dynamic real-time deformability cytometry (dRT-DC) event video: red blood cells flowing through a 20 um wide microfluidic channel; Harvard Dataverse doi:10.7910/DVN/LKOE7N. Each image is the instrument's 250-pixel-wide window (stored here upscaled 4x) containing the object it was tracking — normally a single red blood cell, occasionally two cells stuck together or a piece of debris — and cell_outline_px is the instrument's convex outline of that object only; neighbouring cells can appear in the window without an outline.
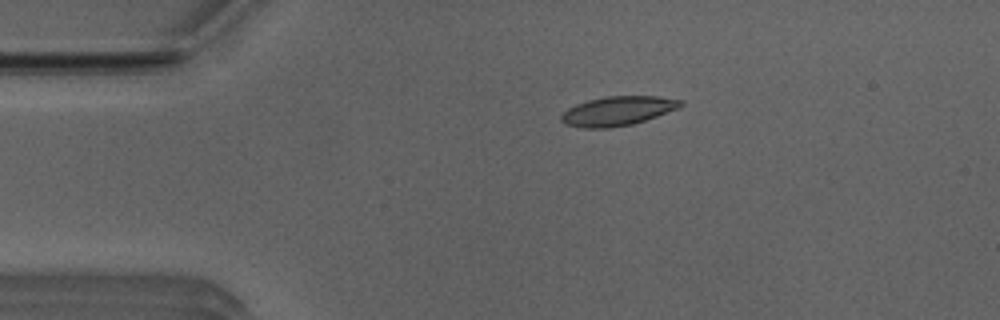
{"species": "Egyptian fruit bat (a non-hibernating species)", "species_latin": "Rousettus aegyptiacus", "temperature_condition": "room temperature", "stored_images_in_passage": 51, "camera_frame_rate_fps": 3000, "um_per_image_px": 0.085, "animal": {"sex": "male"}, "frame": {"image": 1, "passage_image": 10, "time_ms": 3.0, "image_size_px": [1000, 320], "cell_outline_px": [[684, 104], [680, 108], [632, 124], [608, 128], [580, 128], [564, 124], [560, 120], [560, 116], [568, 108], [576, 104], [588, 100], [604, 96], [656, 96], [684, 100]], "centroid_in_image_um": [52.49, 9.43], "position_along_channel_um": 32.5, "area_um2": 20.46}}
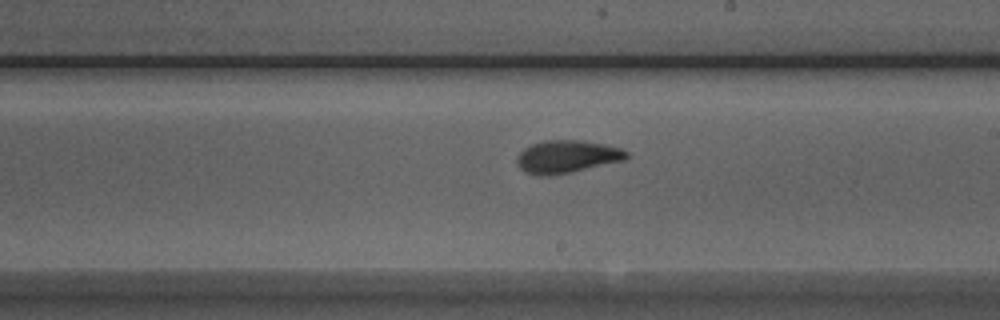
{"frame": {"image": 2, "passage_image": 29, "time_ms": 9.333, "image_size_px": [1000, 320], "cell_outline_px": [[628, 156], [624, 160], [572, 172], [548, 176], [540, 176], [524, 172], [516, 164], [516, 156], [524, 148], [532, 144], [544, 140], [584, 140], [604, 144], [620, 148], [628, 152]], "centroid_in_image_um": [48.15, 13.32], "position_along_channel_um": 240.8, "area_um2": 21.04}}
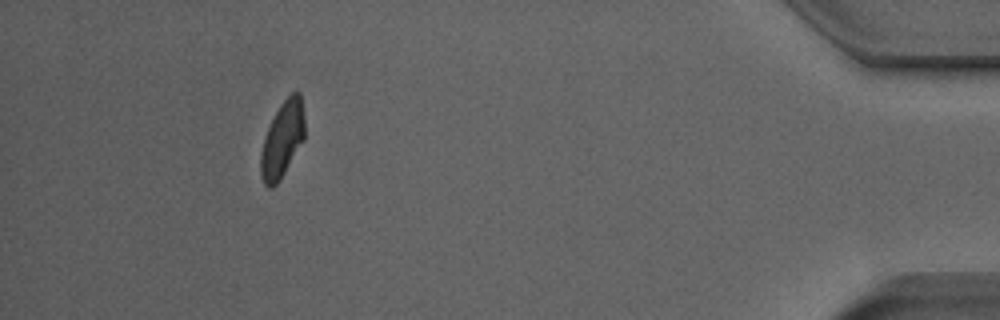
{"frame": {"image": 3, "passage_image": 47, "time_ms": 15.333, "image_size_px": [1000, 320], "cell_outline_px": [[304, 140], [280, 180], [272, 188], [268, 188], [264, 184], [260, 172], [260, 156], [264, 136], [280, 104], [292, 92], [300, 92], [304, 116]], "centroid_in_image_um": [24.0, 11.88], "position_along_channel_um": 411.2, "area_um2": 19.42}, "authors_computed_cell_mechanics": {"area_um2": 19.9988, "velocity_mm_per_s": 3.94, "shape_relaxation_time_tau1_ms": 5.1305, "shape_relaxation_time_tau2_ms": 1.9076, "deformation_change_tau1": 0.1528, "deformation_change_tau2": 0.0716}}